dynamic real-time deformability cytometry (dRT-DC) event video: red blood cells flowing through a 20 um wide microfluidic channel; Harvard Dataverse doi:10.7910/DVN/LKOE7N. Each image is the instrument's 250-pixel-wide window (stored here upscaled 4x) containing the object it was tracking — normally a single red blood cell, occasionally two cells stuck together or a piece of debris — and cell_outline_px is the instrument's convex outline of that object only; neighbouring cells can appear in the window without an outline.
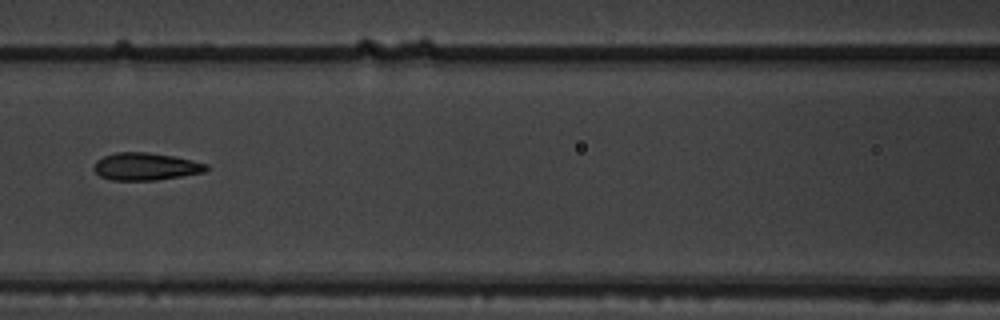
{"species": "common noctule bat (a hibernating species)", "species_latin": "Nyctalus noctula", "temperature_condition": "warm", "stored_images_in_passage": 15, "camera_frame_rate_fps": 3000, "um_per_image_px": 0.085, "animal": {"sex": "male", "body_mass_g": 19.5, "forearm_length_mm": 54.6}, "frame": {"image": 1, "passage_image": 7, "time_ms": 2.0, "image_size_px": [1000, 320], "cell_outline_px": [[212, 168], [204, 172], [156, 180], [112, 180], [100, 176], [92, 168], [96, 160], [104, 156], [116, 152], [148, 152], [172, 156], [192, 160], [208, 164]], "centroid_in_image_um": [12.39, 14.15], "position_along_channel_um": 154.2, "area_um2": 18.03}}
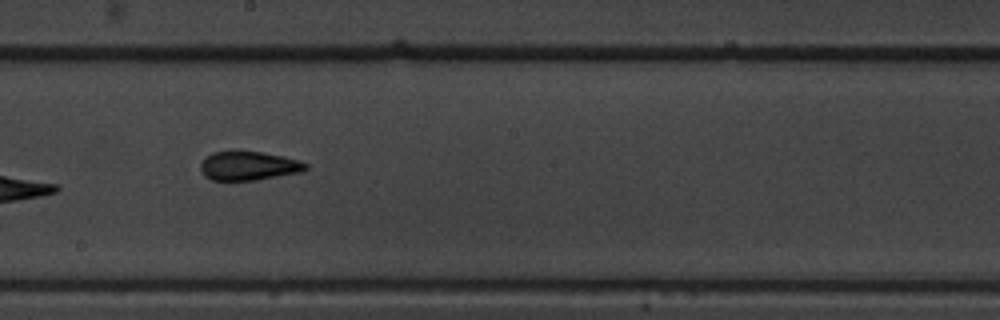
{"frame": {"image": 2, "passage_image": 9, "time_ms": 2.667, "image_size_px": [1000, 320], "cell_outline_px": [[308, 168], [300, 172], [256, 180], [212, 180], [204, 176], [200, 168], [200, 164], [212, 152], [260, 152], [284, 156], [300, 160], [308, 164]], "centroid_in_image_um": [21.16, 14.11], "position_along_channel_um": 227.0, "area_um2": 17.51}}
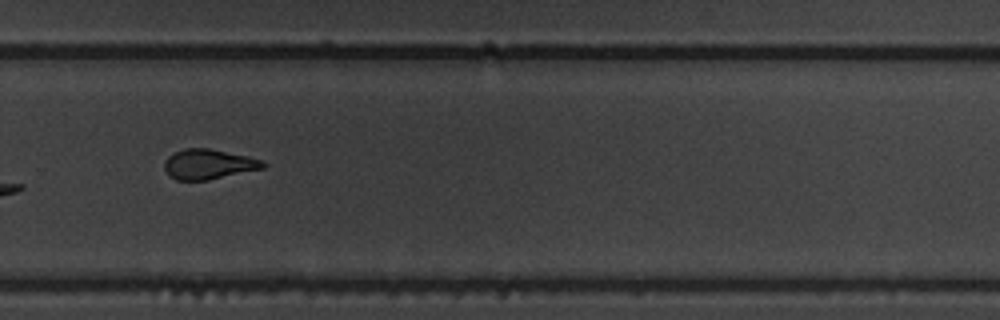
{"frame": {"image": 3, "passage_image": 11, "time_ms": 3.333, "image_size_px": [1000, 320], "cell_outline_px": [[268, 164], [264, 168], [208, 180], [176, 180], [168, 176], [164, 168], [164, 164], [168, 156], [184, 148], [208, 148], [248, 156], [264, 160]], "centroid_in_image_um": [17.74, 13.96], "position_along_channel_um": 312.1, "area_um2": 17.34}}